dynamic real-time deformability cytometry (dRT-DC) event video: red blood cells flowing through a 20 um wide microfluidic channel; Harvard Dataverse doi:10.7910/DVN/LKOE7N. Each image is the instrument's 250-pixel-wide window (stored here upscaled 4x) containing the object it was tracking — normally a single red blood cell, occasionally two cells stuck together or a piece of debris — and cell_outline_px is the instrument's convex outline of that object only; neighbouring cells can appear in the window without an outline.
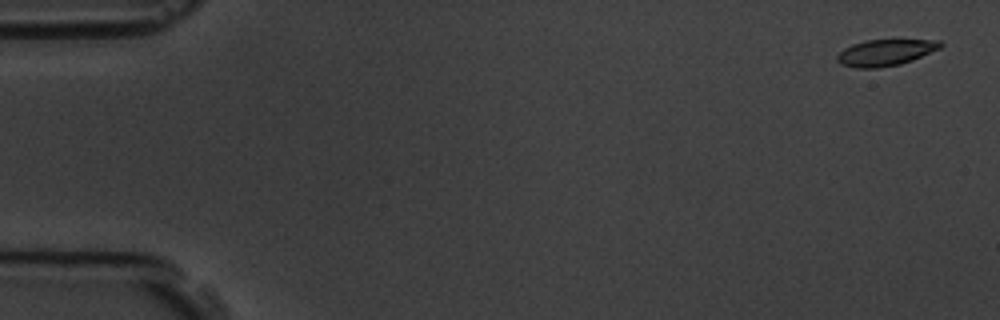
{"species": "common noctule bat (a hibernating species)", "species_latin": "Nyctalus noctula", "temperature_condition": "room temperature", "stored_images_in_passage": 11, "camera_frame_rate_fps": 3000, "um_per_image_px": 0.085, "animal": {"sex": "male", "body_mass_g": 19.5, "forearm_length_mm": 54.6}, "frame": {"image": 1, "passage_image": 1, "time_ms": 0.0, "image_size_px": [1000, 320], "cell_outline_px": [[944, 44], [940, 48], [912, 60], [900, 64], [876, 68], [856, 68], [840, 64], [836, 60], [836, 56], [844, 48], [852, 44], [864, 40], [940, 40]], "centroid_in_image_um": [75.23, 4.47], "position_along_channel_um": 9.8, "area_um2": 15.84}}
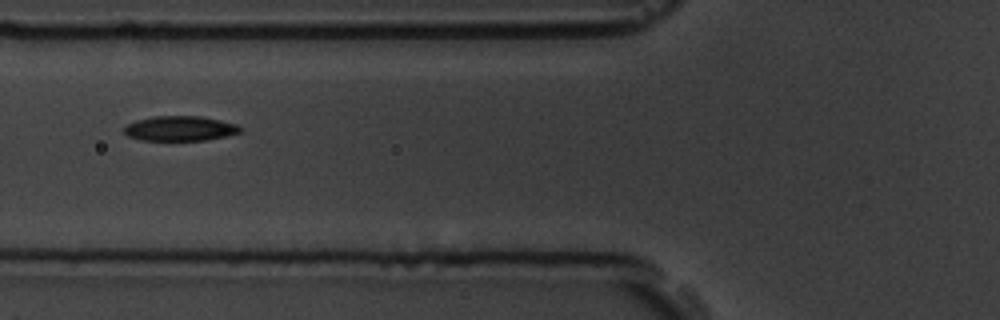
{"frame": {"image": 2, "passage_image": 6, "time_ms": 6.667, "image_size_px": [1000, 320], "cell_outline_px": [[244, 128], [240, 132], [224, 136], [204, 140], [140, 140], [128, 136], [124, 132], [124, 128], [128, 124], [136, 120], [152, 116], [200, 116], [220, 120], [236, 124]], "centroid_in_image_um": [15.29, 10.91], "position_along_channel_um": 110.5, "area_um2": 16.76}}
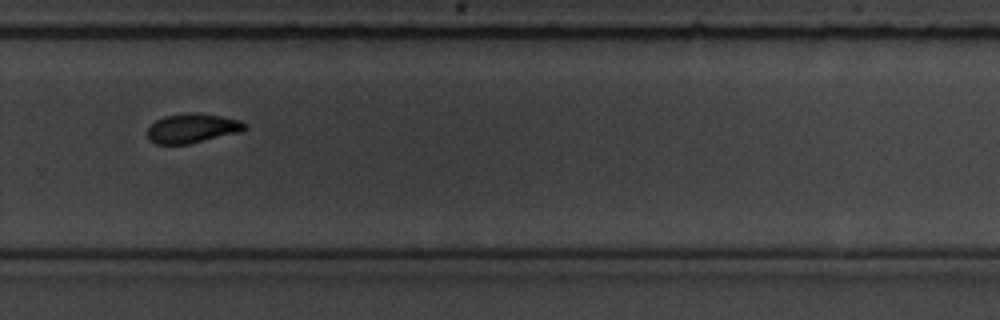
{"frame": {"image": 3, "passage_image": 11, "time_ms": 12.333, "image_size_px": [1000, 320], "cell_outline_px": [[248, 128], [244, 132], [188, 144], [156, 144], [148, 140], [148, 128], [156, 120], [164, 116], [188, 112], [192, 112], [220, 116], [240, 120], [248, 124]], "centroid_in_image_um": [16.4, 10.91], "position_along_channel_um": 313.4, "area_um2": 16.94}}